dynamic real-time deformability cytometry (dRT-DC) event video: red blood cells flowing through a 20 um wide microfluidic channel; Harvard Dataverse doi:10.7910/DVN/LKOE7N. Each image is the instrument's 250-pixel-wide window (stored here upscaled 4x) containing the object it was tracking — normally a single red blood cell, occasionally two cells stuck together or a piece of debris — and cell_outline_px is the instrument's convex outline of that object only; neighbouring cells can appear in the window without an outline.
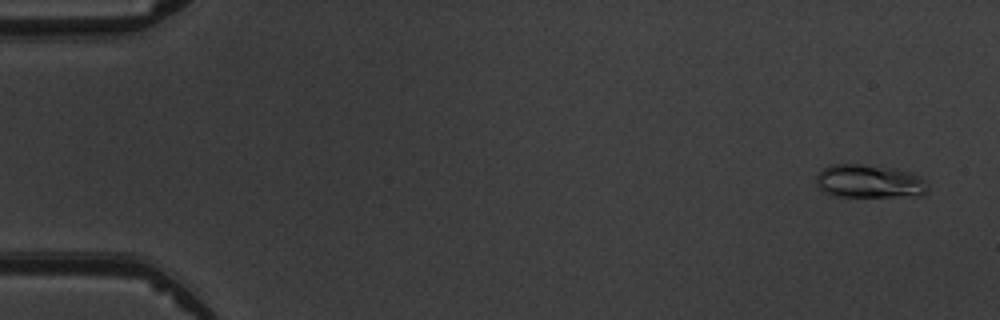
{"species": "common noctule bat (a hibernating species)", "species_latin": "Nyctalus noctula", "temperature_condition": "warm", "stored_images_in_passage": 5, "camera_frame_rate_fps": 3000, "um_per_image_px": 0.085, "animal": {"sex": "male", "body_mass_g": 19.5, "forearm_length_mm": 54.6}, "frame": {"image": 1, "passage_image": 1, "time_ms": 0.0, "image_size_px": [1000, 320], "cell_outline_px": [[928, 192], [916, 196], [832, 196], [824, 192], [816, 184], [816, 176], [820, 168], [828, 164], [864, 164], [896, 168], [912, 172], [920, 176], [928, 184]], "centroid_in_image_um": [73.87, 15.39], "position_along_channel_um": 11.1, "area_um2": 22.14}}